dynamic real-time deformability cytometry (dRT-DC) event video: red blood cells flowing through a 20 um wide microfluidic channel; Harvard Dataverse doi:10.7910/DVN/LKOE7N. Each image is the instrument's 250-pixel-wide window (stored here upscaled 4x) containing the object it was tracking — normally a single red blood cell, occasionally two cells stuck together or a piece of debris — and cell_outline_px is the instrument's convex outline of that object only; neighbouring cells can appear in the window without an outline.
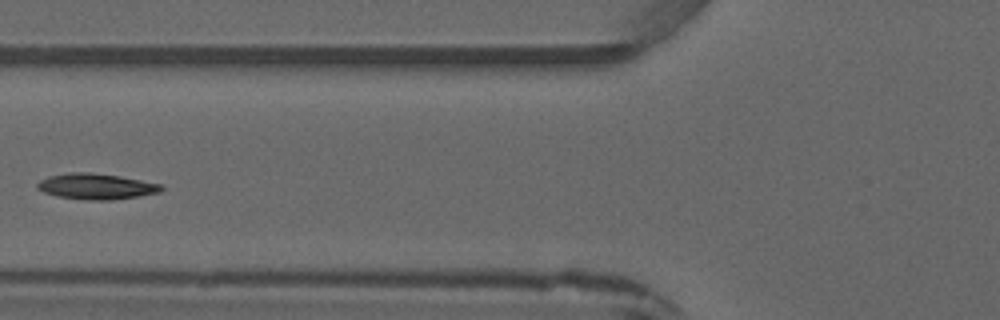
{"species": "common noctule bat (a hibernating species)", "species_latin": "Nyctalus noctula", "temperature_condition": "warm", "stored_images_in_passage": 4, "camera_frame_rate_fps": 3000, "um_per_image_px": 0.085, "animal": {"sex": "male", "forearm_length_mm": 52.5}, "frame": {"image": 1, "passage_image": 4, "time_ms": 3.333, "image_size_px": [1000, 320], "cell_outline_px": [[164, 188], [160, 192], [112, 200], [88, 200], [56, 196], [44, 192], [36, 188], [36, 184], [40, 180], [48, 176], [68, 172], [92, 172], [120, 176], [164, 184]], "centroid_in_image_um": [8.17, 15.83], "position_along_channel_um": 117.6, "area_um2": 18.79}}